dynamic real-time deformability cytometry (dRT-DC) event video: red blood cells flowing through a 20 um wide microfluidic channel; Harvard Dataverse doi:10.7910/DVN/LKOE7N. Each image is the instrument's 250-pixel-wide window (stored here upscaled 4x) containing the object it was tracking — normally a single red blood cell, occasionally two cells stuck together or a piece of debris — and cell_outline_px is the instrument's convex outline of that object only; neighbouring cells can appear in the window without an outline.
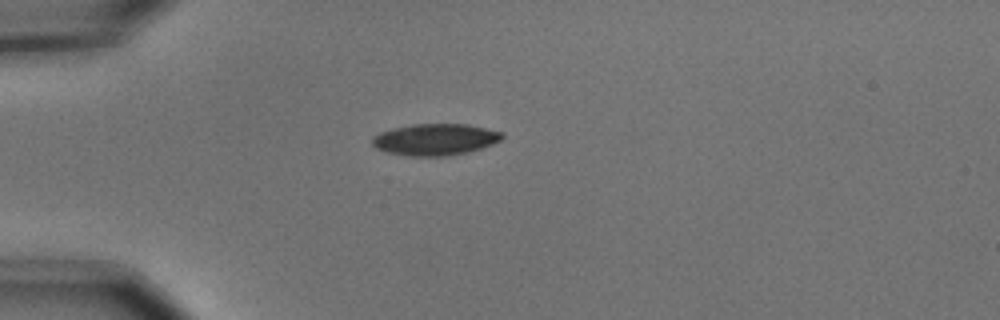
{"species": "common noctule bat (a hibernating species)", "species_latin": "Nyctalus noctula", "temperature_condition": "cold", "stored_images_in_passage": 3, "camera_frame_rate_fps": 3000, "um_per_image_px": 0.085, "animal": {"sex": "male", "body_mass_g": 15.6}, "frame": {"image": 1, "passage_image": 1, "time_ms": 0.0, "image_size_px": [1000, 320], "cell_outline_px": [[504, 136], [500, 140], [492, 144], [468, 152], [448, 156], [408, 156], [388, 152], [376, 148], [372, 144], [372, 136], [380, 132], [392, 128], [412, 124], [468, 124], [504, 132]], "centroid_in_image_um": [36.99, 11.85], "position_along_channel_um": 48.0, "area_um2": 23.99}}
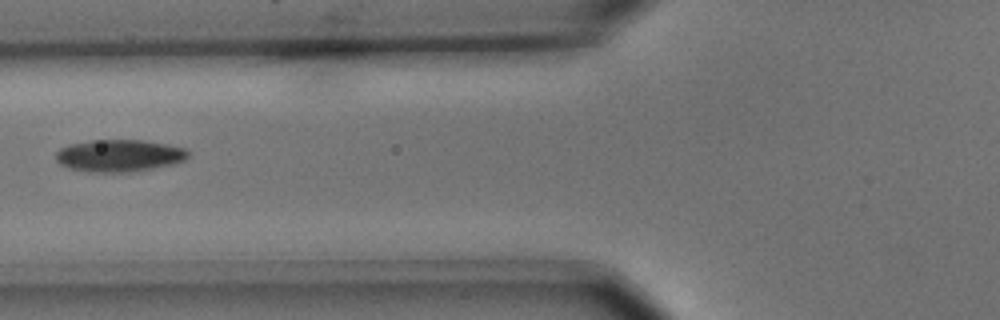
{"frame": {"image": 2, "passage_image": 3, "time_ms": 0.667, "image_size_px": [1000, 320], "cell_outline_px": [[188, 156], [184, 160], [172, 164], [152, 168], [128, 172], [88, 172], [68, 168], [60, 164], [56, 160], [56, 152], [60, 148], [68, 144], [92, 140], [144, 140], [168, 144], [188, 148]], "centroid_in_image_um": [10.12, 13.22], "position_along_channel_um": 115.7, "area_um2": 24.91}}